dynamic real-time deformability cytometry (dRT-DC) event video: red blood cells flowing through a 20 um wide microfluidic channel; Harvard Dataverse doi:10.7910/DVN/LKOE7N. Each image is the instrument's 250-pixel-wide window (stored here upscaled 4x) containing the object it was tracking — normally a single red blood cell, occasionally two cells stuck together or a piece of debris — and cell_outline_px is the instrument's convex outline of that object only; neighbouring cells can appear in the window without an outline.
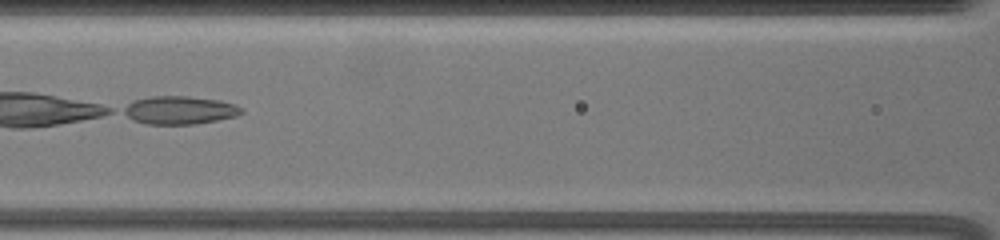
{"species": "common noctule bat (a hibernating species)", "species_latin": "Nyctalus noctula", "temperature_condition": "warm", "stored_images_in_passage": 16, "camera_frame_rate_fps": 3000, "um_per_image_px": 0.085, "animal": {"sex": "female", "body_mass_g": 19.5, "forearm_length_mm": 54.1}, "frame": {"image": 1, "passage_image": 16, "time_ms": 10.0, "image_size_px": [1000, 240], "cell_outline_px": [[244, 112], [236, 116], [196, 124], [144, 124], [132, 120], [120, 112], [120, 108], [132, 100], [152, 96], [188, 96], [220, 100], [236, 104], [244, 108]], "centroid_in_image_um": [15.21, 9.36], "position_along_channel_um": 151.4, "area_um2": 19.77}}